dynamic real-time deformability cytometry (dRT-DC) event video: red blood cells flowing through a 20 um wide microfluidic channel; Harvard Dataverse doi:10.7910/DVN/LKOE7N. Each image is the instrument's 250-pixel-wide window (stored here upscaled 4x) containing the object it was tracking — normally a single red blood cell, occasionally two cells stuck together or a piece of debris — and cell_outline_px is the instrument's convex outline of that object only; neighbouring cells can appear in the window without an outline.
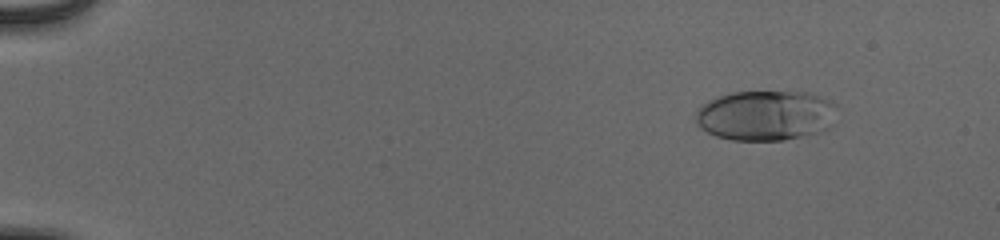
{"species": "human", "species_latin": "Homo sapiens", "temperature_condition": "cold", "stored_images_in_passage": 55, "camera_frame_rate_fps": 3000, "um_per_image_px": 0.085, "donor": {"sex": "male"}, "frame": {"image": 1, "passage_image": 7, "time_ms": 2.0, "image_size_px": [1000, 240], "cell_outline_px": [[836, 104], [828, 128], [824, 132], [784, 140], [732, 140], [716, 136], [700, 128], [696, 120], [696, 112], [708, 100], [732, 92], [808, 92], [832, 100]], "centroid_in_image_um": [65.09, 9.82], "position_along_channel_um": 19.9, "area_um2": 41.21}}
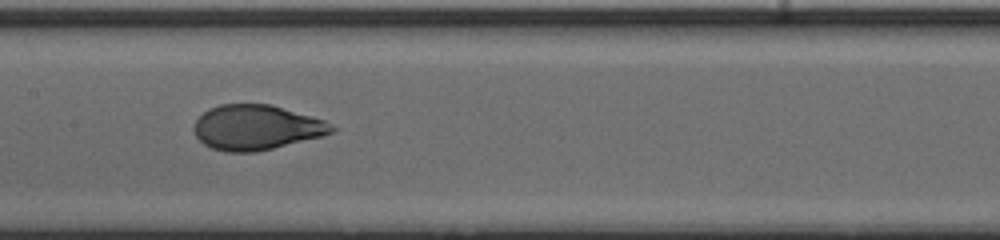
{"frame": {"image": 2, "passage_image": 30, "time_ms": 9.667, "image_size_px": [1000, 240], "cell_outline_px": [[340, 128], [332, 132], [320, 136], [256, 152], [228, 152], [212, 148], [204, 144], [196, 136], [192, 128], [196, 120], [208, 108], [220, 104], [268, 104], [312, 116], [324, 120]], "centroid_in_image_um": [21.77, 10.83], "position_along_channel_um": 185.6, "area_um2": 35.89}}
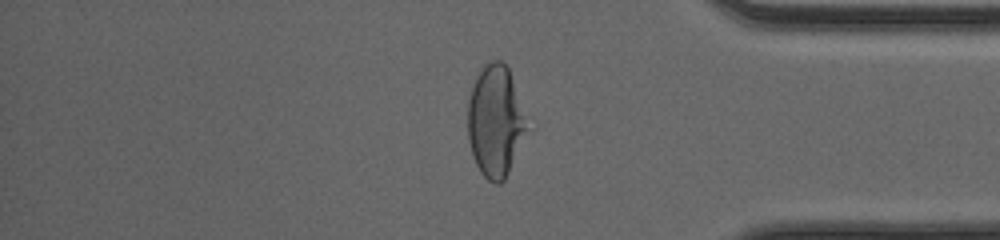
{"frame": {"image": 3, "passage_image": 47, "time_ms": 15.333, "image_size_px": [1000, 240], "cell_outline_px": [[528, 128], [508, 172], [504, 180], [500, 184], [496, 184], [488, 180], [480, 172], [476, 164], [468, 140], [468, 100], [476, 76], [492, 60], [500, 60], [508, 68]], "centroid_in_image_um": [42.07, 10.34], "position_along_channel_um": 393.1, "area_um2": 37.4}, "authors_computed_cell_mechanics": {"area_um2": 37.5122, "velocity_mm_per_s": 3.9005, "shape_relaxation_time_tau1_ms": 5.0673, "shape_relaxation_time_tau2_ms": null, "deformation_change_tau1": 0.2381, "deformation_change_tau2": null}}